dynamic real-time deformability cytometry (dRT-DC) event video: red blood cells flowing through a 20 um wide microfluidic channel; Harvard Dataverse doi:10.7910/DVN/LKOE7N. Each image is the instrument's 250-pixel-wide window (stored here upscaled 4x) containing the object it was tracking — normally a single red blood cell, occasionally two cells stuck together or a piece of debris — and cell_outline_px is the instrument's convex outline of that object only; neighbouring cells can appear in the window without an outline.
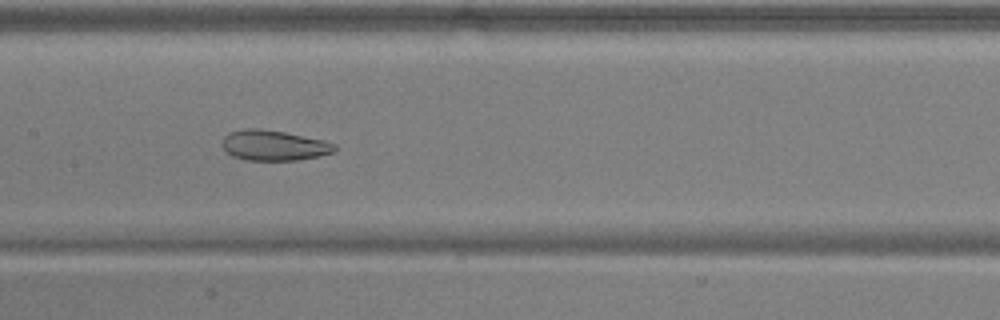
{"species": "common noctule bat (a hibernating species)", "species_latin": "Nyctalus noctula", "temperature_condition": "warm", "stored_images_in_passage": 8, "camera_frame_rate_fps": 3000, "um_per_image_px": 0.085, "animal": {"sex": "male", "body_mass_g": 17.9, "forearm_length_mm": 54.2}, "frame": {"image": 1, "passage_image": 5, "time_ms": 1.333, "image_size_px": [1000, 320], "cell_outline_px": [[336, 152], [320, 156], [296, 160], [248, 160], [232, 156], [224, 148], [224, 136], [228, 132], [244, 128], [260, 128], [284, 132], [324, 140], [336, 144]], "centroid_in_image_um": [23.32, 12.35], "position_along_channel_um": 184.1, "area_um2": 19.88}}
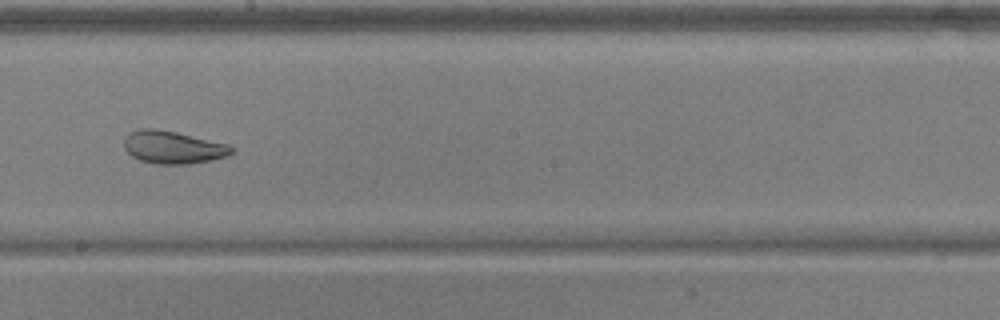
{"frame": {"image": 2, "passage_image": 6, "time_ms": 1.667, "image_size_px": [1000, 320], "cell_outline_px": [[236, 152], [228, 156], [212, 160], [188, 164], [156, 164], [140, 160], [132, 156], [124, 148], [124, 140], [128, 132], [140, 128], [156, 128], [176, 132], [228, 144]], "centroid_in_image_um": [14.7, 12.52], "position_along_channel_um": 233.5, "area_um2": 20.63}}